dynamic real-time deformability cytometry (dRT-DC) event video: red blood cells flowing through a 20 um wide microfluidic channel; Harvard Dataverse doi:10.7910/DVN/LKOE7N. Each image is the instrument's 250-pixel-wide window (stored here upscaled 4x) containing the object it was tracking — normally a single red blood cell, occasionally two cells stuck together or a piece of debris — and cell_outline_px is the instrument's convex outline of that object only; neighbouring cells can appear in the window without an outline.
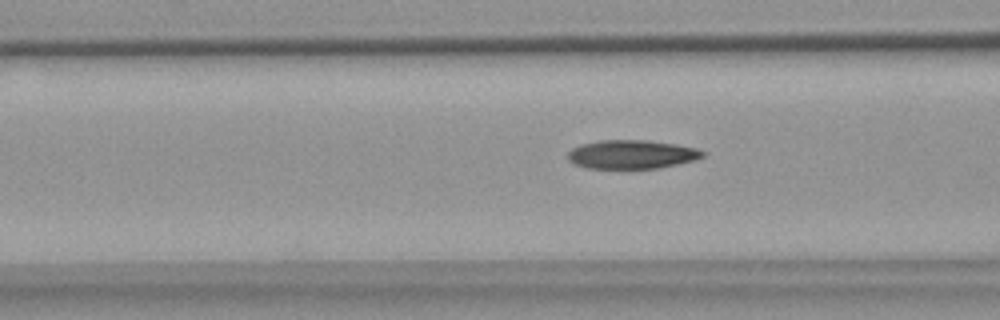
{"species": "common noctule bat (a hibernating species)", "species_latin": "Nyctalus noctula", "temperature_condition": "warm", "stored_images_in_passage": 54, "camera_frame_rate_fps": 3000, "um_per_image_px": 0.085, "animal": {"sex": "female", "body_mass_g": 18.4}, "frame": {"image": 1, "passage_image": 20, "time_ms": 6.333, "image_size_px": [1000, 320], "cell_outline_px": [[704, 156], [696, 160], [660, 168], [584, 168], [572, 164], [568, 160], [568, 152], [572, 148], [580, 144], [600, 140], [648, 140], [676, 144], [696, 148], [704, 152]], "centroid_in_image_um": [53.67, 13.12], "position_along_channel_um": 112.9, "area_um2": 22.77}}
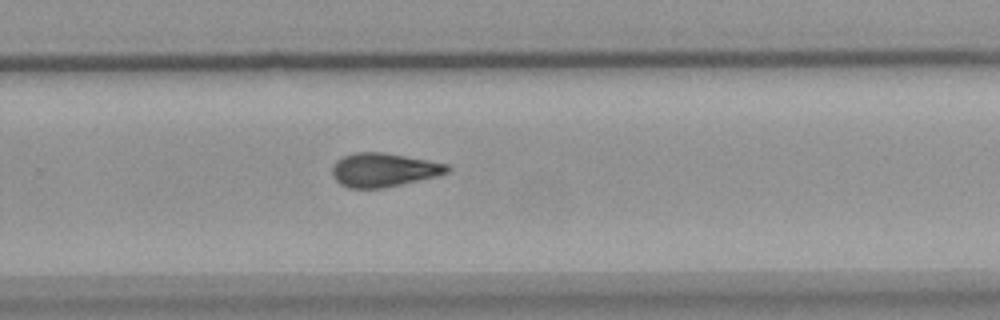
{"frame": {"image": 2, "passage_image": 35, "time_ms": 11.333, "image_size_px": [1000, 320], "cell_outline_px": [[452, 168], [448, 172], [436, 176], [384, 188], [348, 188], [340, 184], [332, 176], [332, 164], [336, 160], [344, 156], [356, 152], [384, 152], [428, 160], [448, 164]], "centroid_in_image_um": [32.59, 14.44], "position_along_channel_um": 297.2, "area_um2": 22.72}}
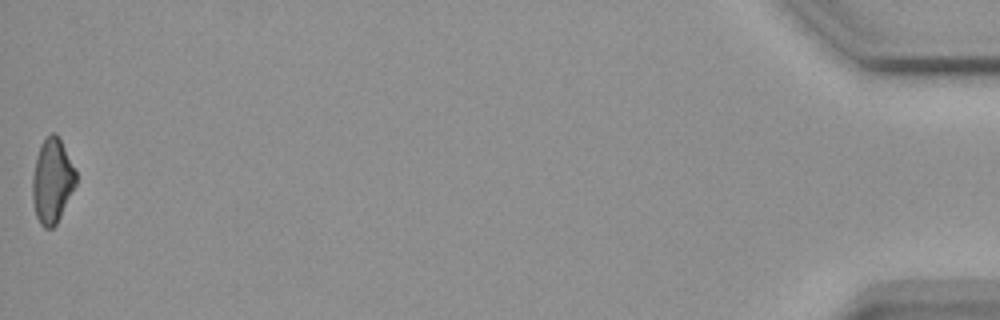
{"frame": {"image": 3, "passage_image": 54, "time_ms": 17.667, "image_size_px": [1000, 320], "cell_outline_px": [[76, 184], [56, 224], [52, 228], [44, 228], [40, 224], [36, 216], [32, 200], [32, 176], [36, 156], [40, 144], [52, 132], [56, 132], [76, 172]], "centroid_in_image_um": [4.41, 15.38], "position_along_channel_um": 430.8, "area_um2": 21.21}, "authors_computed_cell_mechanics": {"area_um2": 22.5131, "velocity_mm_per_s": 3.6996, "shape_relaxation_time_tau1_ms": null, "shape_relaxation_time_tau2_ms": 7.8406, "deformation_change_tau1": null, "deformation_change_tau2": 0.1651}}